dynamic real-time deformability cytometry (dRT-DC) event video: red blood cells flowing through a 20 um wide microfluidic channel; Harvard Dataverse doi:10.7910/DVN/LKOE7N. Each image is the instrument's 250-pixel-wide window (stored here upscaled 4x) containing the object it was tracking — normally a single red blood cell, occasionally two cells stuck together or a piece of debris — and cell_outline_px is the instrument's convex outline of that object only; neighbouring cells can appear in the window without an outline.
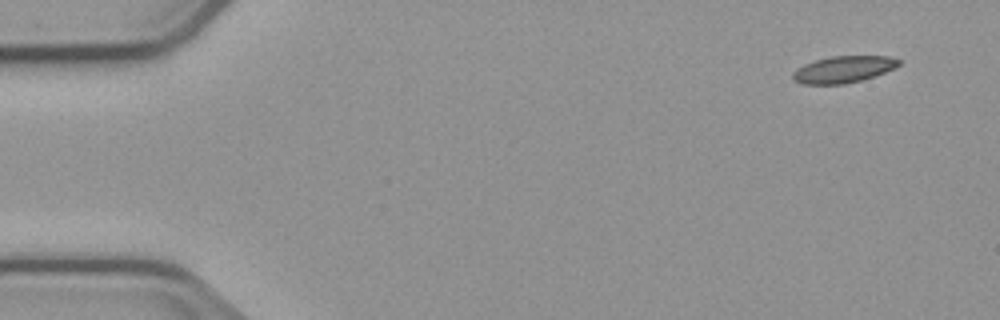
{"species": "common noctule bat (a hibernating species)", "species_latin": "Nyctalus noctula", "temperature_condition": "cold", "stored_images_in_passage": 5, "segment_of_instrument_passage": [2, 2], "camera_frame_rate_fps": 3000, "um_per_image_px": 0.085, "animal": {"sex": "male", "body_mass_g": 23.1, "forearm_length_mm": 52.7}, "frame": {"image": 1, "passage_image": 5, "time_ms": 5.667, "image_size_px": [1000, 320], "cell_outline_px": [[900, 64], [884, 72], [860, 80], [844, 84], [804, 84], [792, 80], [792, 72], [796, 68], [804, 64], [816, 60], [832, 56], [888, 56], [900, 60]], "centroid_in_image_um": [71.63, 5.89], "position_along_channel_um": 13.4, "area_um2": 16.3}}